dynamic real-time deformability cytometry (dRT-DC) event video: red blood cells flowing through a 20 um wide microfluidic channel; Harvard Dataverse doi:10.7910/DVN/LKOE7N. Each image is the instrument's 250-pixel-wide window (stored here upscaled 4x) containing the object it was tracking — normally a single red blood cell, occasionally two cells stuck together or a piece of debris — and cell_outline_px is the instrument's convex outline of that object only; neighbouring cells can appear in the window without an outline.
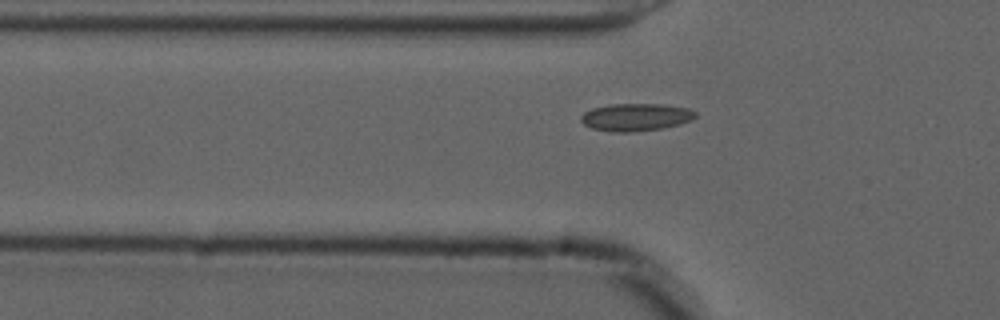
{"species": "common noctule bat (a hibernating species)", "species_latin": "Nyctalus noctula", "temperature_condition": "cold", "stored_images_in_passage": 41, "camera_frame_rate_fps": 3000, "um_per_image_px": 0.085, "animal": {"sex": "male", "forearm_length_mm": 52.5}, "frame": {"image": 1, "passage_image": 10, "time_ms": 3.0, "image_size_px": [1000, 320], "cell_outline_px": [[696, 116], [692, 120], [680, 124], [660, 128], [632, 132], [612, 132], [592, 128], [584, 124], [580, 120], [580, 116], [584, 112], [592, 108], [608, 104], [660, 104], [688, 108], [696, 112]], "centroid_in_image_um": [54.02, 9.95], "position_along_channel_um": 71.8, "area_um2": 18.38}}
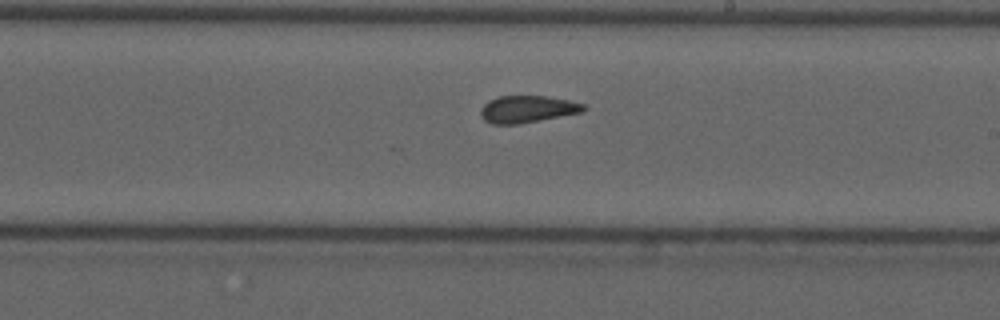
{"frame": {"image": 2, "passage_image": 24, "time_ms": 7.667, "image_size_px": [1000, 320], "cell_outline_px": [[588, 108], [584, 112], [520, 124], [492, 124], [484, 120], [480, 116], [480, 108], [488, 100], [500, 96], [544, 96], [568, 100], [584, 104]], "centroid_in_image_um": [44.82, 9.28], "position_along_channel_um": 244.2, "area_um2": 16.42}}
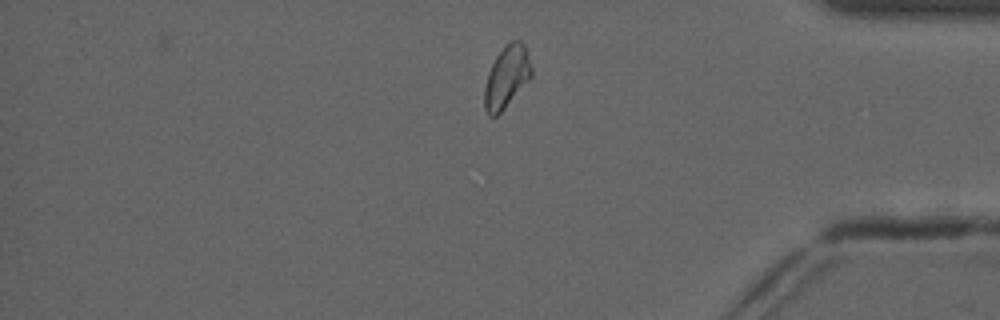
{"frame": {"image": 3, "passage_image": 38, "time_ms": 12.333, "image_size_px": [1000, 320], "cell_outline_px": [[532, 76], [504, 108], [496, 116], [488, 116], [484, 108], [484, 88], [488, 72], [496, 56], [512, 40], [520, 40], [524, 44], [532, 68]], "centroid_in_image_um": [43.05, 6.55], "position_along_channel_um": 392.1, "area_um2": 16.7}, "authors_computed_cell_mechanics": {"area_um2": 16.762, "velocity_mm_per_s": 3.6996, "shape_relaxation_time_tau1_ms": null, "shape_relaxation_time_tau2_ms": 1.2259, "deformation_change_tau1": null, "deformation_change_tau2": 0.0416}}